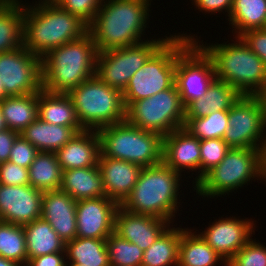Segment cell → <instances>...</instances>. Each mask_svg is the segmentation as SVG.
Masks as SVG:
<instances>
[{
    "instance_id": "cell-1",
    "label": "cell",
    "mask_w": 266,
    "mask_h": 266,
    "mask_svg": "<svg viewBox=\"0 0 266 266\" xmlns=\"http://www.w3.org/2000/svg\"><path fill=\"white\" fill-rule=\"evenodd\" d=\"M104 1V2H103ZM150 0H102L88 33L98 52L138 44L149 19Z\"/></svg>"
},
{
    "instance_id": "cell-2",
    "label": "cell",
    "mask_w": 266,
    "mask_h": 266,
    "mask_svg": "<svg viewBox=\"0 0 266 266\" xmlns=\"http://www.w3.org/2000/svg\"><path fill=\"white\" fill-rule=\"evenodd\" d=\"M24 6L23 46L43 57L49 50L82 38L88 25L58 4L40 3Z\"/></svg>"
},
{
    "instance_id": "cell-3",
    "label": "cell",
    "mask_w": 266,
    "mask_h": 266,
    "mask_svg": "<svg viewBox=\"0 0 266 266\" xmlns=\"http://www.w3.org/2000/svg\"><path fill=\"white\" fill-rule=\"evenodd\" d=\"M98 51L89 33L49 50L41 58L42 89L68 94L96 73Z\"/></svg>"
},
{
    "instance_id": "cell-4",
    "label": "cell",
    "mask_w": 266,
    "mask_h": 266,
    "mask_svg": "<svg viewBox=\"0 0 266 266\" xmlns=\"http://www.w3.org/2000/svg\"><path fill=\"white\" fill-rule=\"evenodd\" d=\"M180 178L181 174L164 162L143 167L133 190L120 207L133 214L173 222L178 209Z\"/></svg>"
},
{
    "instance_id": "cell-5",
    "label": "cell",
    "mask_w": 266,
    "mask_h": 266,
    "mask_svg": "<svg viewBox=\"0 0 266 266\" xmlns=\"http://www.w3.org/2000/svg\"><path fill=\"white\" fill-rule=\"evenodd\" d=\"M235 38L234 43L199 46L212 59L216 79L240 95L259 96L266 87V66L239 36Z\"/></svg>"
},
{
    "instance_id": "cell-6",
    "label": "cell",
    "mask_w": 266,
    "mask_h": 266,
    "mask_svg": "<svg viewBox=\"0 0 266 266\" xmlns=\"http://www.w3.org/2000/svg\"><path fill=\"white\" fill-rule=\"evenodd\" d=\"M257 177L266 180V149L230 148L194 189L199 196L211 198L237 190Z\"/></svg>"
},
{
    "instance_id": "cell-7",
    "label": "cell",
    "mask_w": 266,
    "mask_h": 266,
    "mask_svg": "<svg viewBox=\"0 0 266 266\" xmlns=\"http://www.w3.org/2000/svg\"><path fill=\"white\" fill-rule=\"evenodd\" d=\"M193 39L185 34L172 35L149 57L122 92L126 109L134 101L146 99L174 85L177 55Z\"/></svg>"
},
{
    "instance_id": "cell-8",
    "label": "cell",
    "mask_w": 266,
    "mask_h": 266,
    "mask_svg": "<svg viewBox=\"0 0 266 266\" xmlns=\"http://www.w3.org/2000/svg\"><path fill=\"white\" fill-rule=\"evenodd\" d=\"M100 151L105 157L121 159L142 167L163 162V136L143 130L127 120L101 127Z\"/></svg>"
},
{
    "instance_id": "cell-9",
    "label": "cell",
    "mask_w": 266,
    "mask_h": 266,
    "mask_svg": "<svg viewBox=\"0 0 266 266\" xmlns=\"http://www.w3.org/2000/svg\"><path fill=\"white\" fill-rule=\"evenodd\" d=\"M79 123L85 130H98L126 120L122 92L104 83L96 74L72 89Z\"/></svg>"
},
{
    "instance_id": "cell-10",
    "label": "cell",
    "mask_w": 266,
    "mask_h": 266,
    "mask_svg": "<svg viewBox=\"0 0 266 266\" xmlns=\"http://www.w3.org/2000/svg\"><path fill=\"white\" fill-rule=\"evenodd\" d=\"M126 120L133 126L163 137L183 128L185 107L176 85L146 99L134 101L126 109Z\"/></svg>"
},
{
    "instance_id": "cell-11",
    "label": "cell",
    "mask_w": 266,
    "mask_h": 266,
    "mask_svg": "<svg viewBox=\"0 0 266 266\" xmlns=\"http://www.w3.org/2000/svg\"><path fill=\"white\" fill-rule=\"evenodd\" d=\"M228 120L223 140L230 148L266 149V113L260 96L241 95L228 110Z\"/></svg>"
},
{
    "instance_id": "cell-12",
    "label": "cell",
    "mask_w": 266,
    "mask_h": 266,
    "mask_svg": "<svg viewBox=\"0 0 266 266\" xmlns=\"http://www.w3.org/2000/svg\"><path fill=\"white\" fill-rule=\"evenodd\" d=\"M165 38L98 52L95 74L110 87L123 92L133 74L169 37Z\"/></svg>"
},
{
    "instance_id": "cell-13",
    "label": "cell",
    "mask_w": 266,
    "mask_h": 266,
    "mask_svg": "<svg viewBox=\"0 0 266 266\" xmlns=\"http://www.w3.org/2000/svg\"><path fill=\"white\" fill-rule=\"evenodd\" d=\"M216 79L212 59L194 38L178 55L175 66V85L186 107L201 98Z\"/></svg>"
},
{
    "instance_id": "cell-14",
    "label": "cell",
    "mask_w": 266,
    "mask_h": 266,
    "mask_svg": "<svg viewBox=\"0 0 266 266\" xmlns=\"http://www.w3.org/2000/svg\"><path fill=\"white\" fill-rule=\"evenodd\" d=\"M0 78L8 96L38 93L42 89L41 57L24 46L0 53Z\"/></svg>"
},
{
    "instance_id": "cell-15",
    "label": "cell",
    "mask_w": 266,
    "mask_h": 266,
    "mask_svg": "<svg viewBox=\"0 0 266 266\" xmlns=\"http://www.w3.org/2000/svg\"><path fill=\"white\" fill-rule=\"evenodd\" d=\"M120 204L108 197L82 199L76 203V237L107 239L115 232V215Z\"/></svg>"
},
{
    "instance_id": "cell-16",
    "label": "cell",
    "mask_w": 266,
    "mask_h": 266,
    "mask_svg": "<svg viewBox=\"0 0 266 266\" xmlns=\"http://www.w3.org/2000/svg\"><path fill=\"white\" fill-rule=\"evenodd\" d=\"M42 193L31 185L0 184V221L24 225L41 218Z\"/></svg>"
},
{
    "instance_id": "cell-17",
    "label": "cell",
    "mask_w": 266,
    "mask_h": 266,
    "mask_svg": "<svg viewBox=\"0 0 266 266\" xmlns=\"http://www.w3.org/2000/svg\"><path fill=\"white\" fill-rule=\"evenodd\" d=\"M254 221L235 217L213 222L200 236L224 259V265L252 238Z\"/></svg>"
},
{
    "instance_id": "cell-18",
    "label": "cell",
    "mask_w": 266,
    "mask_h": 266,
    "mask_svg": "<svg viewBox=\"0 0 266 266\" xmlns=\"http://www.w3.org/2000/svg\"><path fill=\"white\" fill-rule=\"evenodd\" d=\"M170 223L172 222L161 218L133 214L119 207L115 215V233L145 251L170 226Z\"/></svg>"
},
{
    "instance_id": "cell-19",
    "label": "cell",
    "mask_w": 266,
    "mask_h": 266,
    "mask_svg": "<svg viewBox=\"0 0 266 266\" xmlns=\"http://www.w3.org/2000/svg\"><path fill=\"white\" fill-rule=\"evenodd\" d=\"M76 203L75 199L60 189L42 193L41 218L49 222L65 243L73 240L77 234Z\"/></svg>"
},
{
    "instance_id": "cell-20",
    "label": "cell",
    "mask_w": 266,
    "mask_h": 266,
    "mask_svg": "<svg viewBox=\"0 0 266 266\" xmlns=\"http://www.w3.org/2000/svg\"><path fill=\"white\" fill-rule=\"evenodd\" d=\"M98 166L106 197L119 204L131 193L143 168L132 162L105 157L101 152Z\"/></svg>"
},
{
    "instance_id": "cell-21",
    "label": "cell",
    "mask_w": 266,
    "mask_h": 266,
    "mask_svg": "<svg viewBox=\"0 0 266 266\" xmlns=\"http://www.w3.org/2000/svg\"><path fill=\"white\" fill-rule=\"evenodd\" d=\"M200 158V140L186 129L174 130L163 137V162L175 172L198 169L200 173Z\"/></svg>"
},
{
    "instance_id": "cell-22",
    "label": "cell",
    "mask_w": 266,
    "mask_h": 266,
    "mask_svg": "<svg viewBox=\"0 0 266 266\" xmlns=\"http://www.w3.org/2000/svg\"><path fill=\"white\" fill-rule=\"evenodd\" d=\"M100 152L97 130H84L60 148L56 155L61 169L67 170L97 165Z\"/></svg>"
},
{
    "instance_id": "cell-23",
    "label": "cell",
    "mask_w": 266,
    "mask_h": 266,
    "mask_svg": "<svg viewBox=\"0 0 266 266\" xmlns=\"http://www.w3.org/2000/svg\"><path fill=\"white\" fill-rule=\"evenodd\" d=\"M84 130L83 127L50 124L37 118L20 132V135L35 146L39 152L56 153L77 133Z\"/></svg>"
},
{
    "instance_id": "cell-24",
    "label": "cell",
    "mask_w": 266,
    "mask_h": 266,
    "mask_svg": "<svg viewBox=\"0 0 266 266\" xmlns=\"http://www.w3.org/2000/svg\"><path fill=\"white\" fill-rule=\"evenodd\" d=\"M60 190L76 201L106 196L98 164L93 167L63 170Z\"/></svg>"
},
{
    "instance_id": "cell-25",
    "label": "cell",
    "mask_w": 266,
    "mask_h": 266,
    "mask_svg": "<svg viewBox=\"0 0 266 266\" xmlns=\"http://www.w3.org/2000/svg\"><path fill=\"white\" fill-rule=\"evenodd\" d=\"M240 96L228 83L215 79L204 96L185 107V118H202L215 111L229 110Z\"/></svg>"
},
{
    "instance_id": "cell-26",
    "label": "cell",
    "mask_w": 266,
    "mask_h": 266,
    "mask_svg": "<svg viewBox=\"0 0 266 266\" xmlns=\"http://www.w3.org/2000/svg\"><path fill=\"white\" fill-rule=\"evenodd\" d=\"M38 118L43 122L66 127H82L68 94L38 92Z\"/></svg>"
},
{
    "instance_id": "cell-27",
    "label": "cell",
    "mask_w": 266,
    "mask_h": 266,
    "mask_svg": "<svg viewBox=\"0 0 266 266\" xmlns=\"http://www.w3.org/2000/svg\"><path fill=\"white\" fill-rule=\"evenodd\" d=\"M23 11L18 0H0V53L23 46Z\"/></svg>"
},
{
    "instance_id": "cell-28",
    "label": "cell",
    "mask_w": 266,
    "mask_h": 266,
    "mask_svg": "<svg viewBox=\"0 0 266 266\" xmlns=\"http://www.w3.org/2000/svg\"><path fill=\"white\" fill-rule=\"evenodd\" d=\"M28 259L37 256L65 252V241L42 218L24 224Z\"/></svg>"
},
{
    "instance_id": "cell-29",
    "label": "cell",
    "mask_w": 266,
    "mask_h": 266,
    "mask_svg": "<svg viewBox=\"0 0 266 266\" xmlns=\"http://www.w3.org/2000/svg\"><path fill=\"white\" fill-rule=\"evenodd\" d=\"M0 107L7 128L20 133L38 118V93L8 96Z\"/></svg>"
},
{
    "instance_id": "cell-30",
    "label": "cell",
    "mask_w": 266,
    "mask_h": 266,
    "mask_svg": "<svg viewBox=\"0 0 266 266\" xmlns=\"http://www.w3.org/2000/svg\"><path fill=\"white\" fill-rule=\"evenodd\" d=\"M188 230L181 234L178 266H216L220 260L224 261L199 234Z\"/></svg>"
},
{
    "instance_id": "cell-31",
    "label": "cell",
    "mask_w": 266,
    "mask_h": 266,
    "mask_svg": "<svg viewBox=\"0 0 266 266\" xmlns=\"http://www.w3.org/2000/svg\"><path fill=\"white\" fill-rule=\"evenodd\" d=\"M169 228L143 252L141 266H178L180 239L185 228Z\"/></svg>"
},
{
    "instance_id": "cell-32",
    "label": "cell",
    "mask_w": 266,
    "mask_h": 266,
    "mask_svg": "<svg viewBox=\"0 0 266 266\" xmlns=\"http://www.w3.org/2000/svg\"><path fill=\"white\" fill-rule=\"evenodd\" d=\"M65 255L70 263L110 266L106 239L75 237L65 243Z\"/></svg>"
},
{
    "instance_id": "cell-33",
    "label": "cell",
    "mask_w": 266,
    "mask_h": 266,
    "mask_svg": "<svg viewBox=\"0 0 266 266\" xmlns=\"http://www.w3.org/2000/svg\"><path fill=\"white\" fill-rule=\"evenodd\" d=\"M28 171L30 185L34 188L42 192L60 189L63 170L56 153L39 152Z\"/></svg>"
},
{
    "instance_id": "cell-34",
    "label": "cell",
    "mask_w": 266,
    "mask_h": 266,
    "mask_svg": "<svg viewBox=\"0 0 266 266\" xmlns=\"http://www.w3.org/2000/svg\"><path fill=\"white\" fill-rule=\"evenodd\" d=\"M229 24L237 37L250 29H261L266 24V0H233V7L228 15Z\"/></svg>"
},
{
    "instance_id": "cell-35",
    "label": "cell",
    "mask_w": 266,
    "mask_h": 266,
    "mask_svg": "<svg viewBox=\"0 0 266 266\" xmlns=\"http://www.w3.org/2000/svg\"><path fill=\"white\" fill-rule=\"evenodd\" d=\"M0 256L20 266L26 265L28 256L23 225L0 221Z\"/></svg>"
},
{
    "instance_id": "cell-36",
    "label": "cell",
    "mask_w": 266,
    "mask_h": 266,
    "mask_svg": "<svg viewBox=\"0 0 266 266\" xmlns=\"http://www.w3.org/2000/svg\"><path fill=\"white\" fill-rule=\"evenodd\" d=\"M228 110L215 111L202 118H185L184 129L200 141L222 138L228 126Z\"/></svg>"
},
{
    "instance_id": "cell-37",
    "label": "cell",
    "mask_w": 266,
    "mask_h": 266,
    "mask_svg": "<svg viewBox=\"0 0 266 266\" xmlns=\"http://www.w3.org/2000/svg\"><path fill=\"white\" fill-rule=\"evenodd\" d=\"M110 266H141L143 250L113 232L106 239Z\"/></svg>"
},
{
    "instance_id": "cell-38",
    "label": "cell",
    "mask_w": 266,
    "mask_h": 266,
    "mask_svg": "<svg viewBox=\"0 0 266 266\" xmlns=\"http://www.w3.org/2000/svg\"><path fill=\"white\" fill-rule=\"evenodd\" d=\"M230 147L222 138H211L200 141V174L195 178L197 184L203 176L218 165L226 156Z\"/></svg>"
},
{
    "instance_id": "cell-39",
    "label": "cell",
    "mask_w": 266,
    "mask_h": 266,
    "mask_svg": "<svg viewBox=\"0 0 266 266\" xmlns=\"http://www.w3.org/2000/svg\"><path fill=\"white\" fill-rule=\"evenodd\" d=\"M227 266H266V247L251 239L227 262Z\"/></svg>"
},
{
    "instance_id": "cell-40",
    "label": "cell",
    "mask_w": 266,
    "mask_h": 266,
    "mask_svg": "<svg viewBox=\"0 0 266 266\" xmlns=\"http://www.w3.org/2000/svg\"><path fill=\"white\" fill-rule=\"evenodd\" d=\"M102 0H61L58 5L89 25L100 8Z\"/></svg>"
},
{
    "instance_id": "cell-41",
    "label": "cell",
    "mask_w": 266,
    "mask_h": 266,
    "mask_svg": "<svg viewBox=\"0 0 266 266\" xmlns=\"http://www.w3.org/2000/svg\"><path fill=\"white\" fill-rule=\"evenodd\" d=\"M38 153L35 146L19 135L12 146L8 161L29 168Z\"/></svg>"
},
{
    "instance_id": "cell-42",
    "label": "cell",
    "mask_w": 266,
    "mask_h": 266,
    "mask_svg": "<svg viewBox=\"0 0 266 266\" xmlns=\"http://www.w3.org/2000/svg\"><path fill=\"white\" fill-rule=\"evenodd\" d=\"M0 184L30 185L28 168L16 165L10 161L0 164Z\"/></svg>"
},
{
    "instance_id": "cell-43",
    "label": "cell",
    "mask_w": 266,
    "mask_h": 266,
    "mask_svg": "<svg viewBox=\"0 0 266 266\" xmlns=\"http://www.w3.org/2000/svg\"><path fill=\"white\" fill-rule=\"evenodd\" d=\"M239 37L266 66V29H250L240 34Z\"/></svg>"
},
{
    "instance_id": "cell-44",
    "label": "cell",
    "mask_w": 266,
    "mask_h": 266,
    "mask_svg": "<svg viewBox=\"0 0 266 266\" xmlns=\"http://www.w3.org/2000/svg\"><path fill=\"white\" fill-rule=\"evenodd\" d=\"M65 252H56L52 254H46L30 258L27 260L25 266H66Z\"/></svg>"
},
{
    "instance_id": "cell-45",
    "label": "cell",
    "mask_w": 266,
    "mask_h": 266,
    "mask_svg": "<svg viewBox=\"0 0 266 266\" xmlns=\"http://www.w3.org/2000/svg\"><path fill=\"white\" fill-rule=\"evenodd\" d=\"M196 8L200 9L199 11L204 12H214L223 11V9L230 15L233 0H193Z\"/></svg>"
},
{
    "instance_id": "cell-46",
    "label": "cell",
    "mask_w": 266,
    "mask_h": 266,
    "mask_svg": "<svg viewBox=\"0 0 266 266\" xmlns=\"http://www.w3.org/2000/svg\"><path fill=\"white\" fill-rule=\"evenodd\" d=\"M19 135L17 131L8 128L0 132V164L9 160L12 146Z\"/></svg>"
},
{
    "instance_id": "cell-47",
    "label": "cell",
    "mask_w": 266,
    "mask_h": 266,
    "mask_svg": "<svg viewBox=\"0 0 266 266\" xmlns=\"http://www.w3.org/2000/svg\"><path fill=\"white\" fill-rule=\"evenodd\" d=\"M0 266H20V265L14 261L7 260L0 256Z\"/></svg>"
},
{
    "instance_id": "cell-48",
    "label": "cell",
    "mask_w": 266,
    "mask_h": 266,
    "mask_svg": "<svg viewBox=\"0 0 266 266\" xmlns=\"http://www.w3.org/2000/svg\"><path fill=\"white\" fill-rule=\"evenodd\" d=\"M5 129H7V126H6V123H5L3 114H2V110H1V107H0V132L5 130Z\"/></svg>"
},
{
    "instance_id": "cell-49",
    "label": "cell",
    "mask_w": 266,
    "mask_h": 266,
    "mask_svg": "<svg viewBox=\"0 0 266 266\" xmlns=\"http://www.w3.org/2000/svg\"><path fill=\"white\" fill-rule=\"evenodd\" d=\"M8 95L6 94L3 84H2V80L0 78V101H2L3 99L7 98Z\"/></svg>"
},
{
    "instance_id": "cell-50",
    "label": "cell",
    "mask_w": 266,
    "mask_h": 266,
    "mask_svg": "<svg viewBox=\"0 0 266 266\" xmlns=\"http://www.w3.org/2000/svg\"><path fill=\"white\" fill-rule=\"evenodd\" d=\"M259 96L261 97V100L264 105L265 113H266V87Z\"/></svg>"
},
{
    "instance_id": "cell-51",
    "label": "cell",
    "mask_w": 266,
    "mask_h": 266,
    "mask_svg": "<svg viewBox=\"0 0 266 266\" xmlns=\"http://www.w3.org/2000/svg\"><path fill=\"white\" fill-rule=\"evenodd\" d=\"M61 0H42L40 3L45 4H58Z\"/></svg>"
},
{
    "instance_id": "cell-52",
    "label": "cell",
    "mask_w": 266,
    "mask_h": 266,
    "mask_svg": "<svg viewBox=\"0 0 266 266\" xmlns=\"http://www.w3.org/2000/svg\"><path fill=\"white\" fill-rule=\"evenodd\" d=\"M66 266H68V262H67ZM69 266H86V265L77 264V263H69Z\"/></svg>"
}]
</instances>
